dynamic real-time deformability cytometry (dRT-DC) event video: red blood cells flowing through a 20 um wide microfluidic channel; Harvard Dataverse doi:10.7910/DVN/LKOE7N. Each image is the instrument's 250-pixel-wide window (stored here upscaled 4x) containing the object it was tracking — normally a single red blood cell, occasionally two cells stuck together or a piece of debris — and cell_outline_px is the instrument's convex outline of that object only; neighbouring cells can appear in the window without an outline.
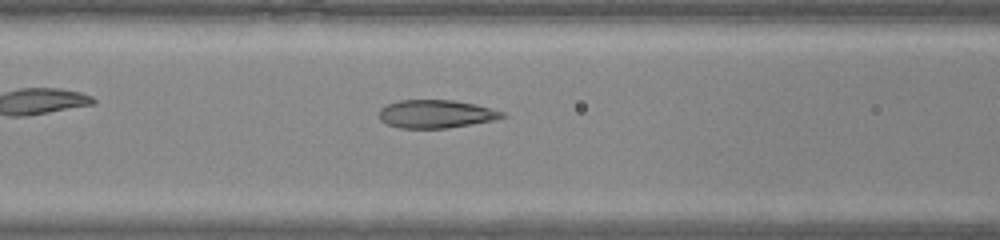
{"species": "common noctule bat (a hibernating species)", "species_latin": "Nyctalus noctula", "temperature_condition": "warm", "stored_images_in_passage": 47, "camera_frame_rate_fps": 3000, "um_per_image_px": 0.085, "animal": {"sex": "male", "body_mass_g": 20.0, "forearm_length_mm": 53.3}, "frame": {"image": 1, "passage_image": 21, "time_ms": 6.667, "image_size_px": [1000, 240], "cell_outline_px": [[508, 116], [492, 120], [448, 128], [400, 128], [388, 124], [380, 120], [380, 108], [388, 104], [400, 100], [452, 100], [476, 104], [492, 108], [504, 112]], "centroid_in_image_um": [37.08, 9.68], "position_along_channel_um": 129.5, "area_um2": 20.11}}
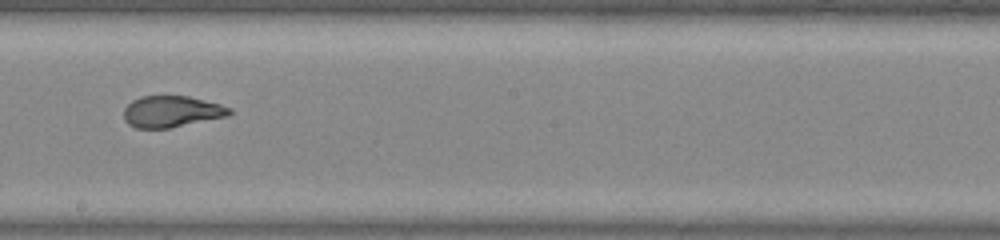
{"frame": {"image": 2, "passage_image": 28, "time_ms": 9.0, "image_size_px": [1000, 240], "cell_outline_px": [[232, 112], [228, 116], [168, 128], [136, 128], [128, 124], [124, 120], [124, 108], [132, 100], [140, 96], [188, 96], [220, 104], [232, 108]], "centroid_in_image_um": [14.57, 9.48], "position_along_channel_um": 233.6, "area_um2": 19.31}}
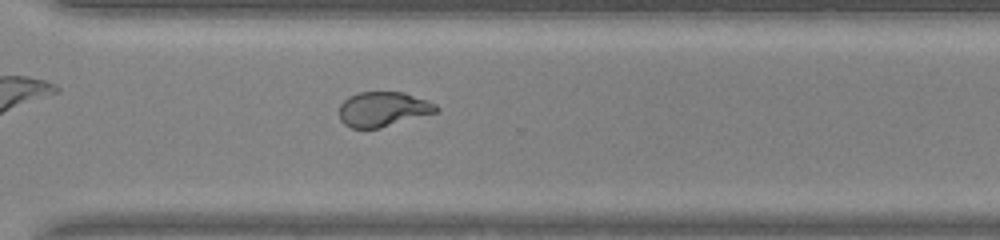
{"frame": {"image": 3, "passage_image": 35, "time_ms": 11.333, "image_size_px": [1000, 240], "cell_outline_px": [[440, 108], [436, 112], [380, 128], [352, 128], [344, 124], [340, 120], [340, 104], [348, 96], [360, 92], [404, 92], [428, 100], [436, 104]], "centroid_in_image_um": [32.56, 9.27], "position_along_channel_um": 338.0, "area_um2": 19.65}}